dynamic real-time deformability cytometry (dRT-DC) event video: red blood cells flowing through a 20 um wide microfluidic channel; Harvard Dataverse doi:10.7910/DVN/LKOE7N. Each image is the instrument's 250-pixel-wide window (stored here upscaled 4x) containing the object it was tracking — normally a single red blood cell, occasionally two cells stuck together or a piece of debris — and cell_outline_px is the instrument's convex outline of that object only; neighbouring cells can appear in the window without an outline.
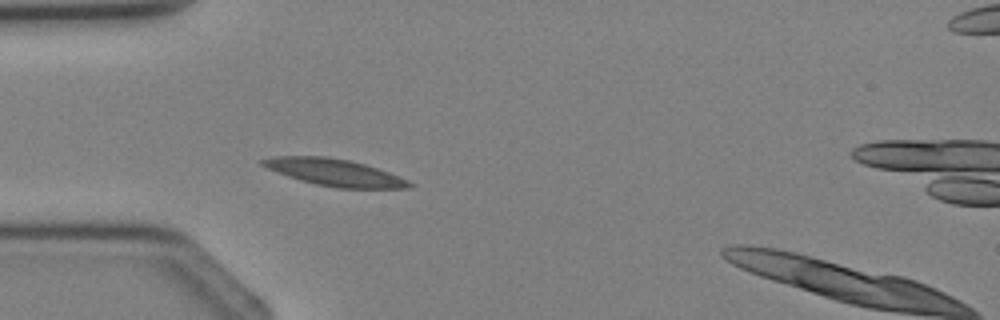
{"species": "Egyptian fruit bat (a non-hibernating species)", "species_latin": "Rousettus aegyptiacus", "temperature_condition": "cold", "stored_images_in_passage": 3, "camera_frame_rate_fps": 3000, "um_per_image_px": 0.085, "animal": {"sex": "female"}, "frame": {"image": 1, "passage_image": 2, "time_ms": 1.333, "image_size_px": [1000, 320], "cell_outline_px": [[416, 184], [408, 188], [336, 188], [316, 184], [300, 180], [288, 176], [268, 168], [260, 164], [260, 160], [272, 156], [324, 156], [348, 160], [364, 164], [388, 172], [408, 180]], "centroid_in_image_um": [28.44, 14.66], "position_along_channel_um": 56.6, "area_um2": 22.83}}